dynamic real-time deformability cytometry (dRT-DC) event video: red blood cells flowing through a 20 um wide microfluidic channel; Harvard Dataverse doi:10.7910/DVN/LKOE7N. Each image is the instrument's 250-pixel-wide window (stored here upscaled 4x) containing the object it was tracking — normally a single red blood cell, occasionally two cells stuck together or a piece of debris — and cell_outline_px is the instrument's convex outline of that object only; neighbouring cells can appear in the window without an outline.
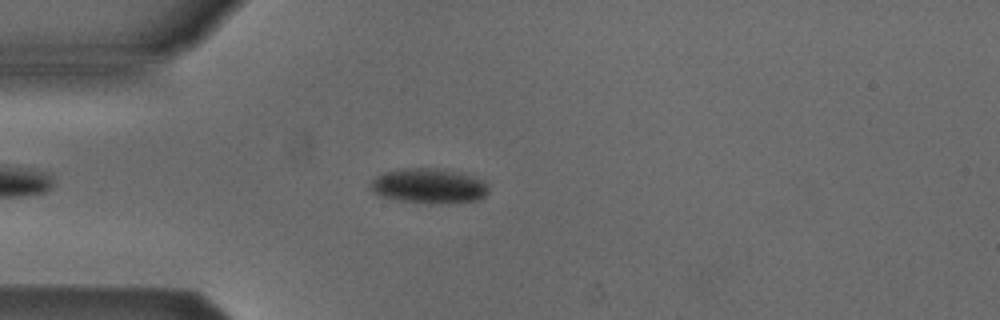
{"species": "Egyptian fruit bat (a non-hibernating species)", "species_latin": "Rousettus aegyptiacus", "temperature_condition": "cold", "stored_images_in_passage": 46, "camera_frame_rate_fps": 3000, "um_per_image_px": 0.085, "animal": {"sex": "male"}, "frame": {"image": 1, "passage_image": 7, "time_ms": 2.0, "image_size_px": [1000, 320], "cell_outline_px": [[488, 192], [484, 196], [476, 200], [432, 204], [400, 200], [380, 196], [372, 192], [372, 180], [376, 176], [384, 172], [400, 168], [444, 168], [472, 176], [484, 180], [488, 184]], "centroid_in_image_um": [36.46, 15.79], "position_along_channel_um": 48.5, "area_um2": 24.04}}
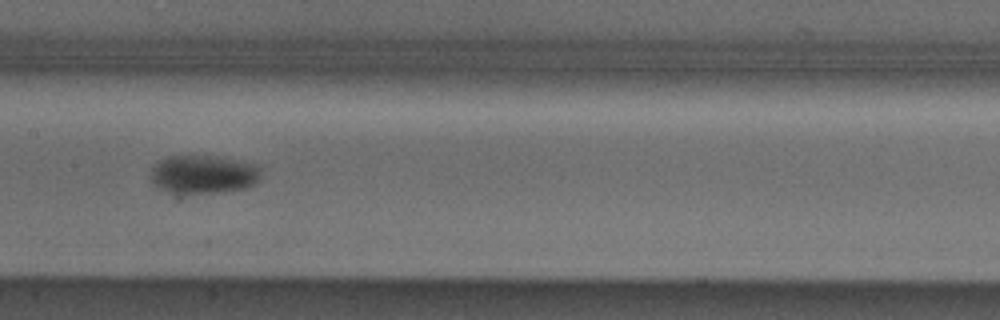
{"frame": {"image": 2, "passage_image": 19, "time_ms": 6.0, "image_size_px": [1000, 320], "cell_outline_px": [[260, 180], [256, 184], [248, 188], [216, 192], [168, 192], [160, 188], [148, 176], [152, 168], [160, 160], [168, 156], [208, 156], [260, 164]], "centroid_in_image_um": [17.32, 14.81], "position_along_channel_um": 190.1, "area_um2": 24.51}}
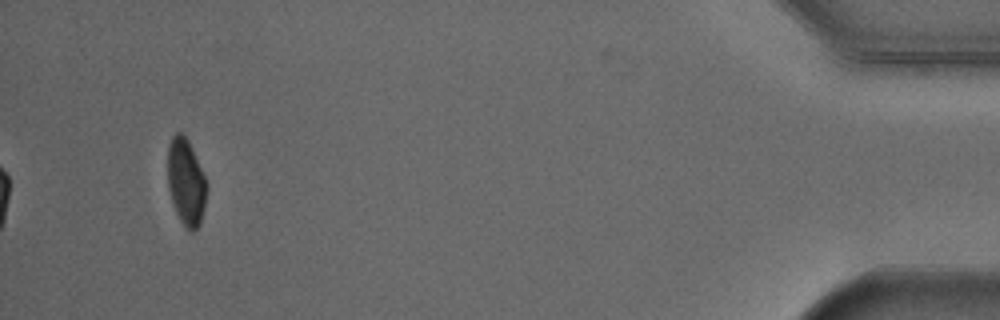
{"frame": {"image": 3, "passage_image": 43, "time_ms": 14.0, "image_size_px": [1000, 320], "cell_outline_px": [[208, 188], [200, 224], [192, 232], [188, 232], [184, 228], [172, 204], [168, 188], [168, 144], [172, 136], [176, 132], [180, 132], [188, 140], [208, 184]], "centroid_in_image_um": [15.8, 15.51], "position_along_channel_um": 419.4, "area_um2": 19.83}, "authors_computed_cell_mechanics": {"area_um2": 22.9177, "velocity_mm_per_s": 3.8678, "shape_relaxation_time_tau1_ms": 2.6992, "shape_relaxation_time_tau2_ms": null, "deformation_change_tau1": 0.0675, "deformation_change_tau2": null}}